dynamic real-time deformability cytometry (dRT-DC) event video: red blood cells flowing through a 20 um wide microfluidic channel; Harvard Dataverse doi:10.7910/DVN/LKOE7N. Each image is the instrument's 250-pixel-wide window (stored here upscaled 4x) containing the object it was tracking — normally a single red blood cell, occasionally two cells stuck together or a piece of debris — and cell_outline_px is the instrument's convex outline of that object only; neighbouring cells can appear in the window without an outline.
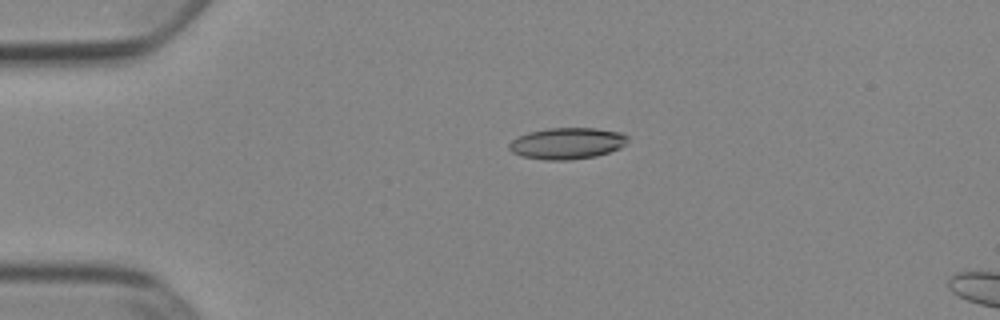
{"species": "Egyptian fruit bat (a non-hibernating species)", "species_latin": "Rousettus aegyptiacus", "temperature_condition": "cold", "stored_images_in_passage": 17, "camera_frame_rate_fps": 3000, "um_per_image_px": 0.085, "animal": {"sex": "female"}, "frame": {"image": 1, "passage_image": 12, "time_ms": 3.667, "image_size_px": [1000, 320], "cell_outline_px": [[628, 140], [620, 148], [596, 156], [568, 160], [544, 160], [520, 156], [512, 152], [508, 148], [508, 144], [512, 140], [528, 132], [548, 128], [596, 128], [620, 132], [628, 136]], "centroid_in_image_um": [48.18, 12.19], "position_along_channel_um": 36.8, "area_um2": 21.73}}